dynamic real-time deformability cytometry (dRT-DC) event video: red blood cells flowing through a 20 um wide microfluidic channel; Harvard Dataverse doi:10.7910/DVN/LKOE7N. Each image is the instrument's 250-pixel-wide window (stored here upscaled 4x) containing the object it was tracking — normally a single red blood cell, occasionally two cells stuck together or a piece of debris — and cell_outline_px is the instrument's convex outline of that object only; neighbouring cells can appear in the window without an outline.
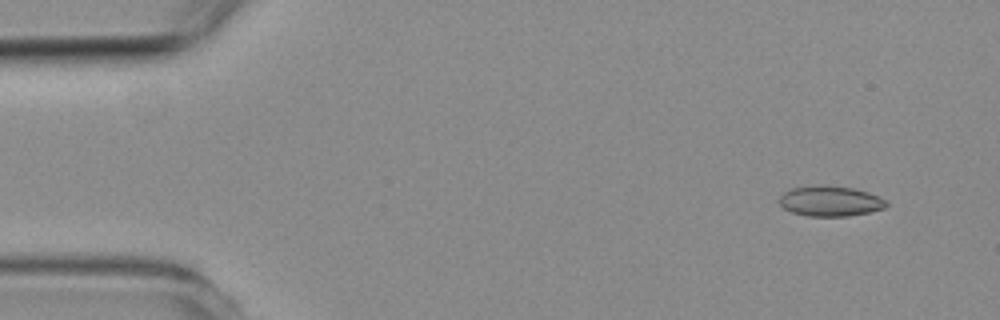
{"species": "common noctule bat (a hibernating species)", "species_latin": "Nyctalus noctula", "temperature_condition": "room temperature", "stored_images_in_passage": 3, "camera_frame_rate_fps": 3000, "um_per_image_px": 0.085, "animal": {"sex": "female", "body_mass_g": 19.3, "forearm_length_mm": 54.1}, "frame": {"image": 1, "passage_image": 1, "time_ms": 0.0, "image_size_px": [1000, 320], "cell_outline_px": [[888, 204], [884, 208], [868, 212], [848, 216], [808, 216], [792, 212], [784, 208], [780, 204], [780, 196], [784, 192], [792, 188], [820, 184], [828, 184], [852, 188], [868, 192], [880, 196]], "centroid_in_image_um": [70.57, 17.08], "position_along_channel_um": 14.4, "area_um2": 18.96}}